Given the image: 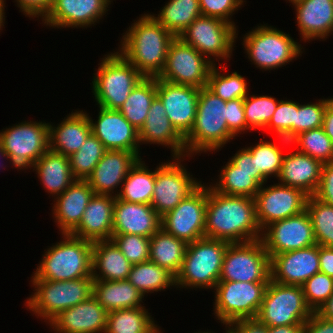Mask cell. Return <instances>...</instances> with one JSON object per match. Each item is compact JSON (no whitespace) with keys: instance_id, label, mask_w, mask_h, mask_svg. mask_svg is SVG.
<instances>
[{"instance_id":"6da1fadb","label":"cell","mask_w":333,"mask_h":333,"mask_svg":"<svg viewBox=\"0 0 333 333\" xmlns=\"http://www.w3.org/2000/svg\"><path fill=\"white\" fill-rule=\"evenodd\" d=\"M261 235L254 198L224 195L207 185L206 238L244 243Z\"/></svg>"},{"instance_id":"7a4b0ae2","label":"cell","mask_w":333,"mask_h":333,"mask_svg":"<svg viewBox=\"0 0 333 333\" xmlns=\"http://www.w3.org/2000/svg\"><path fill=\"white\" fill-rule=\"evenodd\" d=\"M133 21L123 32L117 50L144 77H158L164 69L168 49L175 36L149 13Z\"/></svg>"},{"instance_id":"3957f363","label":"cell","mask_w":333,"mask_h":333,"mask_svg":"<svg viewBox=\"0 0 333 333\" xmlns=\"http://www.w3.org/2000/svg\"><path fill=\"white\" fill-rule=\"evenodd\" d=\"M232 139L236 137L228 129L226 101L207 87L201 88L193 127L184 137L186 159L219 152Z\"/></svg>"},{"instance_id":"277c9868","label":"cell","mask_w":333,"mask_h":333,"mask_svg":"<svg viewBox=\"0 0 333 333\" xmlns=\"http://www.w3.org/2000/svg\"><path fill=\"white\" fill-rule=\"evenodd\" d=\"M60 235L61 241L45 249L31 279L66 281L92 276L93 242L71 234Z\"/></svg>"},{"instance_id":"5b68a950","label":"cell","mask_w":333,"mask_h":333,"mask_svg":"<svg viewBox=\"0 0 333 333\" xmlns=\"http://www.w3.org/2000/svg\"><path fill=\"white\" fill-rule=\"evenodd\" d=\"M30 282L34 293L24 305L47 325L62 311L86 301L93 294L92 276L66 281L31 279Z\"/></svg>"},{"instance_id":"8992f818","label":"cell","mask_w":333,"mask_h":333,"mask_svg":"<svg viewBox=\"0 0 333 333\" xmlns=\"http://www.w3.org/2000/svg\"><path fill=\"white\" fill-rule=\"evenodd\" d=\"M229 242L201 238L189 243L178 274L176 289L213 290L219 281Z\"/></svg>"},{"instance_id":"52a82bcc","label":"cell","mask_w":333,"mask_h":333,"mask_svg":"<svg viewBox=\"0 0 333 333\" xmlns=\"http://www.w3.org/2000/svg\"><path fill=\"white\" fill-rule=\"evenodd\" d=\"M243 36L242 48H245L248 61L262 71L270 72L284 67L294 59L297 60L305 51L304 47L289 33L264 22L263 25L258 24Z\"/></svg>"},{"instance_id":"ba28073f","label":"cell","mask_w":333,"mask_h":333,"mask_svg":"<svg viewBox=\"0 0 333 333\" xmlns=\"http://www.w3.org/2000/svg\"><path fill=\"white\" fill-rule=\"evenodd\" d=\"M93 73L92 95L98 107L119 110L144 76L118 50L103 56Z\"/></svg>"},{"instance_id":"9c48e42d","label":"cell","mask_w":333,"mask_h":333,"mask_svg":"<svg viewBox=\"0 0 333 333\" xmlns=\"http://www.w3.org/2000/svg\"><path fill=\"white\" fill-rule=\"evenodd\" d=\"M0 144L14 169L29 170L49 149V122L24 120L0 130Z\"/></svg>"},{"instance_id":"30bf717a","label":"cell","mask_w":333,"mask_h":333,"mask_svg":"<svg viewBox=\"0 0 333 333\" xmlns=\"http://www.w3.org/2000/svg\"><path fill=\"white\" fill-rule=\"evenodd\" d=\"M314 312L307 305L302 286L270 279L256 319L267 327L305 324Z\"/></svg>"},{"instance_id":"8fae6325","label":"cell","mask_w":333,"mask_h":333,"mask_svg":"<svg viewBox=\"0 0 333 333\" xmlns=\"http://www.w3.org/2000/svg\"><path fill=\"white\" fill-rule=\"evenodd\" d=\"M268 282L218 281L213 292V311L219 323L256 318Z\"/></svg>"},{"instance_id":"7c38bea8","label":"cell","mask_w":333,"mask_h":333,"mask_svg":"<svg viewBox=\"0 0 333 333\" xmlns=\"http://www.w3.org/2000/svg\"><path fill=\"white\" fill-rule=\"evenodd\" d=\"M238 28L228 22L209 16L197 17L179 36L193 46L214 65L231 60L238 37Z\"/></svg>"},{"instance_id":"4fadbf2b","label":"cell","mask_w":333,"mask_h":333,"mask_svg":"<svg viewBox=\"0 0 333 333\" xmlns=\"http://www.w3.org/2000/svg\"><path fill=\"white\" fill-rule=\"evenodd\" d=\"M172 159V160H171ZM184 157H170L156 166L155 186L150 205L160 217L174 209L203 181L194 178L184 165Z\"/></svg>"},{"instance_id":"5bb4252c","label":"cell","mask_w":333,"mask_h":333,"mask_svg":"<svg viewBox=\"0 0 333 333\" xmlns=\"http://www.w3.org/2000/svg\"><path fill=\"white\" fill-rule=\"evenodd\" d=\"M270 256L261 239L229 243L219 281L269 282Z\"/></svg>"},{"instance_id":"9a60e30c","label":"cell","mask_w":333,"mask_h":333,"mask_svg":"<svg viewBox=\"0 0 333 333\" xmlns=\"http://www.w3.org/2000/svg\"><path fill=\"white\" fill-rule=\"evenodd\" d=\"M213 65L193 46L184 43L179 37H175L170 43L164 69L157 78L201 89L207 86Z\"/></svg>"},{"instance_id":"2e32d148","label":"cell","mask_w":333,"mask_h":333,"mask_svg":"<svg viewBox=\"0 0 333 333\" xmlns=\"http://www.w3.org/2000/svg\"><path fill=\"white\" fill-rule=\"evenodd\" d=\"M207 183H201L179 205L161 217V228L187 244L205 237Z\"/></svg>"},{"instance_id":"e0dca14e","label":"cell","mask_w":333,"mask_h":333,"mask_svg":"<svg viewBox=\"0 0 333 333\" xmlns=\"http://www.w3.org/2000/svg\"><path fill=\"white\" fill-rule=\"evenodd\" d=\"M261 185L254 197L257 221L261 230L271 223L298 215L306 210L309 195L280 183ZM266 186V187H265Z\"/></svg>"},{"instance_id":"ac0fdd59","label":"cell","mask_w":333,"mask_h":333,"mask_svg":"<svg viewBox=\"0 0 333 333\" xmlns=\"http://www.w3.org/2000/svg\"><path fill=\"white\" fill-rule=\"evenodd\" d=\"M261 241L270 256L316 244L308 212L278 220L262 230Z\"/></svg>"},{"instance_id":"d6986e66","label":"cell","mask_w":333,"mask_h":333,"mask_svg":"<svg viewBox=\"0 0 333 333\" xmlns=\"http://www.w3.org/2000/svg\"><path fill=\"white\" fill-rule=\"evenodd\" d=\"M114 0H53L43 25L51 28H87L95 26L110 11Z\"/></svg>"},{"instance_id":"ffe728a7","label":"cell","mask_w":333,"mask_h":333,"mask_svg":"<svg viewBox=\"0 0 333 333\" xmlns=\"http://www.w3.org/2000/svg\"><path fill=\"white\" fill-rule=\"evenodd\" d=\"M200 88L181 85L157 78V97L165 107L172 126L184 138L196 117Z\"/></svg>"},{"instance_id":"44dd1931","label":"cell","mask_w":333,"mask_h":333,"mask_svg":"<svg viewBox=\"0 0 333 333\" xmlns=\"http://www.w3.org/2000/svg\"><path fill=\"white\" fill-rule=\"evenodd\" d=\"M87 115L92 133L107 150L131 151L141 157L138 130L119 110L98 107L97 121L92 119L88 113Z\"/></svg>"},{"instance_id":"7402d4cb","label":"cell","mask_w":333,"mask_h":333,"mask_svg":"<svg viewBox=\"0 0 333 333\" xmlns=\"http://www.w3.org/2000/svg\"><path fill=\"white\" fill-rule=\"evenodd\" d=\"M271 280L284 285H302L320 272L319 245L288 251L270 258Z\"/></svg>"},{"instance_id":"603a6c76","label":"cell","mask_w":333,"mask_h":333,"mask_svg":"<svg viewBox=\"0 0 333 333\" xmlns=\"http://www.w3.org/2000/svg\"><path fill=\"white\" fill-rule=\"evenodd\" d=\"M140 158L131 151L107 150L87 178L94 194L117 197L124 179ZM117 187L120 188L118 191Z\"/></svg>"},{"instance_id":"cb8c5ba5","label":"cell","mask_w":333,"mask_h":333,"mask_svg":"<svg viewBox=\"0 0 333 333\" xmlns=\"http://www.w3.org/2000/svg\"><path fill=\"white\" fill-rule=\"evenodd\" d=\"M108 312L91 296L62 311L49 326L55 333H105Z\"/></svg>"},{"instance_id":"d4e9b609","label":"cell","mask_w":333,"mask_h":333,"mask_svg":"<svg viewBox=\"0 0 333 333\" xmlns=\"http://www.w3.org/2000/svg\"><path fill=\"white\" fill-rule=\"evenodd\" d=\"M138 133L140 145H161L171 149L172 157H186L184 138L172 126L165 107L157 96L152 101L147 118Z\"/></svg>"},{"instance_id":"484cf974","label":"cell","mask_w":333,"mask_h":333,"mask_svg":"<svg viewBox=\"0 0 333 333\" xmlns=\"http://www.w3.org/2000/svg\"><path fill=\"white\" fill-rule=\"evenodd\" d=\"M292 5L304 43L318 39L325 41L333 35V0H297Z\"/></svg>"},{"instance_id":"4316f807","label":"cell","mask_w":333,"mask_h":333,"mask_svg":"<svg viewBox=\"0 0 333 333\" xmlns=\"http://www.w3.org/2000/svg\"><path fill=\"white\" fill-rule=\"evenodd\" d=\"M113 214V235L151 238L161 228V217L149 204L129 203L116 197Z\"/></svg>"},{"instance_id":"83f0119b","label":"cell","mask_w":333,"mask_h":333,"mask_svg":"<svg viewBox=\"0 0 333 333\" xmlns=\"http://www.w3.org/2000/svg\"><path fill=\"white\" fill-rule=\"evenodd\" d=\"M93 195L87 180L76 179L61 195L54 198L52 217L61 234H71L78 227Z\"/></svg>"},{"instance_id":"f1b7e54d","label":"cell","mask_w":333,"mask_h":333,"mask_svg":"<svg viewBox=\"0 0 333 333\" xmlns=\"http://www.w3.org/2000/svg\"><path fill=\"white\" fill-rule=\"evenodd\" d=\"M116 197L94 194L71 235L91 242L111 240Z\"/></svg>"},{"instance_id":"f546056e","label":"cell","mask_w":333,"mask_h":333,"mask_svg":"<svg viewBox=\"0 0 333 333\" xmlns=\"http://www.w3.org/2000/svg\"><path fill=\"white\" fill-rule=\"evenodd\" d=\"M323 164L298 150L286 152L283 157L278 183L298 188L313 196L321 180Z\"/></svg>"},{"instance_id":"4dcf8cb0","label":"cell","mask_w":333,"mask_h":333,"mask_svg":"<svg viewBox=\"0 0 333 333\" xmlns=\"http://www.w3.org/2000/svg\"><path fill=\"white\" fill-rule=\"evenodd\" d=\"M91 133L87 112L71 111L59 124L49 122V149L69 157L80 149Z\"/></svg>"},{"instance_id":"1f68e13d","label":"cell","mask_w":333,"mask_h":333,"mask_svg":"<svg viewBox=\"0 0 333 333\" xmlns=\"http://www.w3.org/2000/svg\"><path fill=\"white\" fill-rule=\"evenodd\" d=\"M31 169L41 181L43 190L54 198L61 195L76 180L72 175L68 156L50 149L36 161Z\"/></svg>"},{"instance_id":"d6a6232c","label":"cell","mask_w":333,"mask_h":333,"mask_svg":"<svg viewBox=\"0 0 333 333\" xmlns=\"http://www.w3.org/2000/svg\"><path fill=\"white\" fill-rule=\"evenodd\" d=\"M92 260L94 280H126L132 267L112 240L93 242Z\"/></svg>"},{"instance_id":"836d02e7","label":"cell","mask_w":333,"mask_h":333,"mask_svg":"<svg viewBox=\"0 0 333 333\" xmlns=\"http://www.w3.org/2000/svg\"><path fill=\"white\" fill-rule=\"evenodd\" d=\"M92 296L108 313L145 305L144 295L127 279L120 281L94 280Z\"/></svg>"},{"instance_id":"e575fe53","label":"cell","mask_w":333,"mask_h":333,"mask_svg":"<svg viewBox=\"0 0 333 333\" xmlns=\"http://www.w3.org/2000/svg\"><path fill=\"white\" fill-rule=\"evenodd\" d=\"M188 244L160 228L150 238L149 260L176 276L181 268Z\"/></svg>"},{"instance_id":"d590c367","label":"cell","mask_w":333,"mask_h":333,"mask_svg":"<svg viewBox=\"0 0 333 333\" xmlns=\"http://www.w3.org/2000/svg\"><path fill=\"white\" fill-rule=\"evenodd\" d=\"M148 311L143 306L109 312L105 333H163Z\"/></svg>"},{"instance_id":"8d00e7d4","label":"cell","mask_w":333,"mask_h":333,"mask_svg":"<svg viewBox=\"0 0 333 333\" xmlns=\"http://www.w3.org/2000/svg\"><path fill=\"white\" fill-rule=\"evenodd\" d=\"M142 159L140 158L130 169L117 197L129 203L150 205L155 186L156 168L150 170Z\"/></svg>"},{"instance_id":"74e56055","label":"cell","mask_w":333,"mask_h":333,"mask_svg":"<svg viewBox=\"0 0 333 333\" xmlns=\"http://www.w3.org/2000/svg\"><path fill=\"white\" fill-rule=\"evenodd\" d=\"M157 96V77H144L131 91L119 111L138 131L142 128Z\"/></svg>"},{"instance_id":"f35d334b","label":"cell","mask_w":333,"mask_h":333,"mask_svg":"<svg viewBox=\"0 0 333 333\" xmlns=\"http://www.w3.org/2000/svg\"><path fill=\"white\" fill-rule=\"evenodd\" d=\"M149 14L175 37L202 15L199 0H168L159 13Z\"/></svg>"},{"instance_id":"ab89813d","label":"cell","mask_w":333,"mask_h":333,"mask_svg":"<svg viewBox=\"0 0 333 333\" xmlns=\"http://www.w3.org/2000/svg\"><path fill=\"white\" fill-rule=\"evenodd\" d=\"M127 280L144 297L149 293L165 291L171 287L176 288L175 276L150 260L132 265Z\"/></svg>"},{"instance_id":"60d3db41","label":"cell","mask_w":333,"mask_h":333,"mask_svg":"<svg viewBox=\"0 0 333 333\" xmlns=\"http://www.w3.org/2000/svg\"><path fill=\"white\" fill-rule=\"evenodd\" d=\"M219 171L216 183L207 184L221 194L254 198L261 188L253 172L240 171L230 160Z\"/></svg>"},{"instance_id":"b9f144b4","label":"cell","mask_w":333,"mask_h":333,"mask_svg":"<svg viewBox=\"0 0 333 333\" xmlns=\"http://www.w3.org/2000/svg\"><path fill=\"white\" fill-rule=\"evenodd\" d=\"M220 68L224 73H221ZM220 68L216 64L213 65L206 87L224 101L244 99L249 94L246 78L235 70L225 73L224 65Z\"/></svg>"},{"instance_id":"7bdbcfd3","label":"cell","mask_w":333,"mask_h":333,"mask_svg":"<svg viewBox=\"0 0 333 333\" xmlns=\"http://www.w3.org/2000/svg\"><path fill=\"white\" fill-rule=\"evenodd\" d=\"M280 139V147L274 142L260 139L256 144L247 146L255 159L256 171H258L267 181L272 177L278 178L281 166L283 162V157L285 154L282 151L284 148L281 147L285 145H291V142L285 140L282 137H277ZM282 141V142H281Z\"/></svg>"},{"instance_id":"ee69618b","label":"cell","mask_w":333,"mask_h":333,"mask_svg":"<svg viewBox=\"0 0 333 333\" xmlns=\"http://www.w3.org/2000/svg\"><path fill=\"white\" fill-rule=\"evenodd\" d=\"M106 151L101 141L91 133L80 149L68 157L73 177L87 180Z\"/></svg>"},{"instance_id":"f6af8a7d","label":"cell","mask_w":333,"mask_h":333,"mask_svg":"<svg viewBox=\"0 0 333 333\" xmlns=\"http://www.w3.org/2000/svg\"><path fill=\"white\" fill-rule=\"evenodd\" d=\"M316 244L333 247V206L309 196L306 204Z\"/></svg>"},{"instance_id":"bcb514c9","label":"cell","mask_w":333,"mask_h":333,"mask_svg":"<svg viewBox=\"0 0 333 333\" xmlns=\"http://www.w3.org/2000/svg\"><path fill=\"white\" fill-rule=\"evenodd\" d=\"M292 145L322 164L333 162V143L323 127L300 133L291 141Z\"/></svg>"},{"instance_id":"7dc6e473","label":"cell","mask_w":333,"mask_h":333,"mask_svg":"<svg viewBox=\"0 0 333 333\" xmlns=\"http://www.w3.org/2000/svg\"><path fill=\"white\" fill-rule=\"evenodd\" d=\"M279 100L273 96L250 95L244 98L247 131L264 130L277 109Z\"/></svg>"},{"instance_id":"c3c4849f","label":"cell","mask_w":333,"mask_h":333,"mask_svg":"<svg viewBox=\"0 0 333 333\" xmlns=\"http://www.w3.org/2000/svg\"><path fill=\"white\" fill-rule=\"evenodd\" d=\"M332 97L318 99L317 102L300 104L298 102V111L296 112L295 123H293V139L302 132L323 126V116L327 104Z\"/></svg>"},{"instance_id":"681fc988","label":"cell","mask_w":333,"mask_h":333,"mask_svg":"<svg viewBox=\"0 0 333 333\" xmlns=\"http://www.w3.org/2000/svg\"><path fill=\"white\" fill-rule=\"evenodd\" d=\"M298 102L292 100H279L271 120L264 131L276 133V137H282L291 142L293 140V123H295Z\"/></svg>"},{"instance_id":"f907efd6","label":"cell","mask_w":333,"mask_h":333,"mask_svg":"<svg viewBox=\"0 0 333 333\" xmlns=\"http://www.w3.org/2000/svg\"><path fill=\"white\" fill-rule=\"evenodd\" d=\"M301 286L307 305L313 312H317L333 293V278L319 272Z\"/></svg>"},{"instance_id":"816d5d0a","label":"cell","mask_w":333,"mask_h":333,"mask_svg":"<svg viewBox=\"0 0 333 333\" xmlns=\"http://www.w3.org/2000/svg\"><path fill=\"white\" fill-rule=\"evenodd\" d=\"M111 240L132 265L149 260L150 238L135 234H123L112 235Z\"/></svg>"},{"instance_id":"f5cc1de1","label":"cell","mask_w":333,"mask_h":333,"mask_svg":"<svg viewBox=\"0 0 333 333\" xmlns=\"http://www.w3.org/2000/svg\"><path fill=\"white\" fill-rule=\"evenodd\" d=\"M245 0H199L201 14L203 16L222 19L229 24L236 26L232 19L235 12H238Z\"/></svg>"},{"instance_id":"db71d44e","label":"cell","mask_w":333,"mask_h":333,"mask_svg":"<svg viewBox=\"0 0 333 333\" xmlns=\"http://www.w3.org/2000/svg\"><path fill=\"white\" fill-rule=\"evenodd\" d=\"M226 107L227 125L229 131L235 137H239L240 134H244L245 132L247 133V124L244 113V99L226 101Z\"/></svg>"},{"instance_id":"11a10c76","label":"cell","mask_w":333,"mask_h":333,"mask_svg":"<svg viewBox=\"0 0 333 333\" xmlns=\"http://www.w3.org/2000/svg\"><path fill=\"white\" fill-rule=\"evenodd\" d=\"M230 160L240 171L253 172V178H255L261 185L268 181L256 171L255 159L247 147L240 148Z\"/></svg>"},{"instance_id":"9f6ffc18","label":"cell","mask_w":333,"mask_h":333,"mask_svg":"<svg viewBox=\"0 0 333 333\" xmlns=\"http://www.w3.org/2000/svg\"><path fill=\"white\" fill-rule=\"evenodd\" d=\"M313 196L333 206V162L323 164L321 180Z\"/></svg>"},{"instance_id":"6f0895ef","label":"cell","mask_w":333,"mask_h":333,"mask_svg":"<svg viewBox=\"0 0 333 333\" xmlns=\"http://www.w3.org/2000/svg\"><path fill=\"white\" fill-rule=\"evenodd\" d=\"M53 0H15L16 6L26 17L40 20L48 13Z\"/></svg>"},{"instance_id":"680465c9","label":"cell","mask_w":333,"mask_h":333,"mask_svg":"<svg viewBox=\"0 0 333 333\" xmlns=\"http://www.w3.org/2000/svg\"><path fill=\"white\" fill-rule=\"evenodd\" d=\"M230 333H268V327L256 318L240 319L228 325Z\"/></svg>"},{"instance_id":"91938a15","label":"cell","mask_w":333,"mask_h":333,"mask_svg":"<svg viewBox=\"0 0 333 333\" xmlns=\"http://www.w3.org/2000/svg\"><path fill=\"white\" fill-rule=\"evenodd\" d=\"M303 333H333V321L324 319L314 312L304 324Z\"/></svg>"},{"instance_id":"94428289","label":"cell","mask_w":333,"mask_h":333,"mask_svg":"<svg viewBox=\"0 0 333 333\" xmlns=\"http://www.w3.org/2000/svg\"><path fill=\"white\" fill-rule=\"evenodd\" d=\"M320 272L333 278V247L319 245Z\"/></svg>"},{"instance_id":"6125c7cd","label":"cell","mask_w":333,"mask_h":333,"mask_svg":"<svg viewBox=\"0 0 333 333\" xmlns=\"http://www.w3.org/2000/svg\"><path fill=\"white\" fill-rule=\"evenodd\" d=\"M322 127L333 143V99L327 104L325 109Z\"/></svg>"},{"instance_id":"be15d7a7","label":"cell","mask_w":333,"mask_h":333,"mask_svg":"<svg viewBox=\"0 0 333 333\" xmlns=\"http://www.w3.org/2000/svg\"><path fill=\"white\" fill-rule=\"evenodd\" d=\"M304 324L268 327V333H303Z\"/></svg>"},{"instance_id":"e7e4bbea","label":"cell","mask_w":333,"mask_h":333,"mask_svg":"<svg viewBox=\"0 0 333 333\" xmlns=\"http://www.w3.org/2000/svg\"><path fill=\"white\" fill-rule=\"evenodd\" d=\"M317 313L324 319L333 321V293L319 310H317Z\"/></svg>"},{"instance_id":"03108f58","label":"cell","mask_w":333,"mask_h":333,"mask_svg":"<svg viewBox=\"0 0 333 333\" xmlns=\"http://www.w3.org/2000/svg\"><path fill=\"white\" fill-rule=\"evenodd\" d=\"M6 5V0H0V32L3 30V27L5 26V6Z\"/></svg>"},{"instance_id":"003e7915","label":"cell","mask_w":333,"mask_h":333,"mask_svg":"<svg viewBox=\"0 0 333 333\" xmlns=\"http://www.w3.org/2000/svg\"><path fill=\"white\" fill-rule=\"evenodd\" d=\"M0 157L4 158L3 160H5V161L7 160L6 162L9 161V158H8L7 154L5 153V151L2 149L1 144H0ZM1 158H0V160H1ZM0 166L3 167L2 169L6 168V165L4 166V164L2 163V160H1Z\"/></svg>"},{"instance_id":"a7ac6f4b","label":"cell","mask_w":333,"mask_h":333,"mask_svg":"<svg viewBox=\"0 0 333 333\" xmlns=\"http://www.w3.org/2000/svg\"><path fill=\"white\" fill-rule=\"evenodd\" d=\"M224 330H226V331H225L226 333H230V330H229L228 325H225V329H224ZM225 332H224V333H225ZM194 333H215V332H213L212 330L210 331V330L207 329V331H198V332L196 331V332H194Z\"/></svg>"},{"instance_id":"89a4df30","label":"cell","mask_w":333,"mask_h":333,"mask_svg":"<svg viewBox=\"0 0 333 333\" xmlns=\"http://www.w3.org/2000/svg\"><path fill=\"white\" fill-rule=\"evenodd\" d=\"M288 3H293V2H295V1H297V0H286Z\"/></svg>"}]
</instances>
